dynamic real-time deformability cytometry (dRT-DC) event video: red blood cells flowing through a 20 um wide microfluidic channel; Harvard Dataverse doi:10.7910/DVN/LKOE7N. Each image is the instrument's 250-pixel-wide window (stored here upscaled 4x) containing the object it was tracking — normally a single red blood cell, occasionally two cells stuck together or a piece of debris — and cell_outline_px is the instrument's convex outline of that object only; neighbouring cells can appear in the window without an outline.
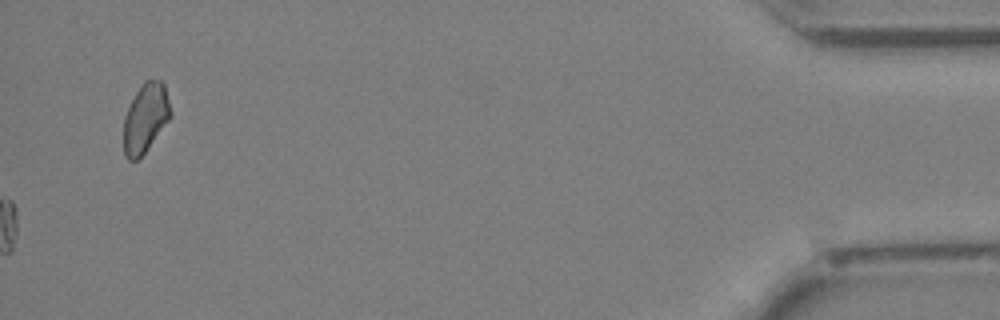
{"species": "Egyptian fruit bat (a non-hibernating species)", "species_latin": "Rousettus aegyptiacus", "temperature_condition": "cold", "stored_images_in_passage": 41, "camera_frame_rate_fps": 3000, "um_per_image_px": 0.085, "animal": {"sex": "female"}, "frame": {"image": 1, "passage_image": 41, "time_ms": 13.333, "image_size_px": [1000, 320], "cell_outline_px": [[172, 116], [144, 152], [136, 160], [128, 160], [124, 156], [124, 116], [136, 92], [144, 80], [160, 80], [164, 84], [172, 112]], "centroid_in_image_um": [12.37, 10.01], "position_along_channel_um": 422.8, "area_um2": 18.67}}